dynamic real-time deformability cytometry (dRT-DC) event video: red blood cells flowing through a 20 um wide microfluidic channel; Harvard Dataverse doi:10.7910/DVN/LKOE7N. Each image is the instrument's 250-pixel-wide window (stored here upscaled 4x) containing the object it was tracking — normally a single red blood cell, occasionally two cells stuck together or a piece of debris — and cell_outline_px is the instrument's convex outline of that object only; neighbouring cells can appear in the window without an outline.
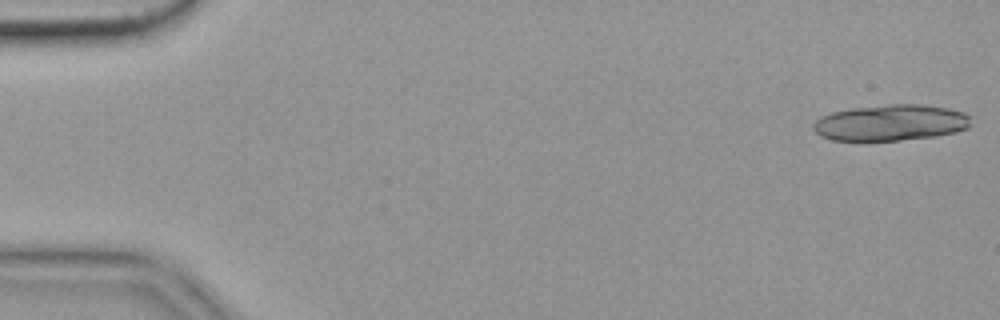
{"species": "common noctule bat (a hibernating species)", "species_latin": "Nyctalus noctula", "temperature_condition": "cold", "stored_images_in_passage": 19, "camera_frame_rate_fps": 3000, "um_per_image_px": 0.085, "animal": {"sex": "female", "body_mass_g": 19.9}, "frame": {"image": 1, "passage_image": 1, "time_ms": 0.0, "image_size_px": [1000, 320], "cell_outline_px": [[972, 124], [968, 128], [956, 132], [936, 136], [900, 140], [832, 140], [820, 136], [812, 128], [812, 124], [820, 116], [832, 112], [852, 108], [888, 104], [924, 104], [948, 108], [964, 112], [972, 116]], "centroid_in_image_um": [75.75, 10.42], "position_along_channel_um": 9.3, "area_um2": 33.52}}